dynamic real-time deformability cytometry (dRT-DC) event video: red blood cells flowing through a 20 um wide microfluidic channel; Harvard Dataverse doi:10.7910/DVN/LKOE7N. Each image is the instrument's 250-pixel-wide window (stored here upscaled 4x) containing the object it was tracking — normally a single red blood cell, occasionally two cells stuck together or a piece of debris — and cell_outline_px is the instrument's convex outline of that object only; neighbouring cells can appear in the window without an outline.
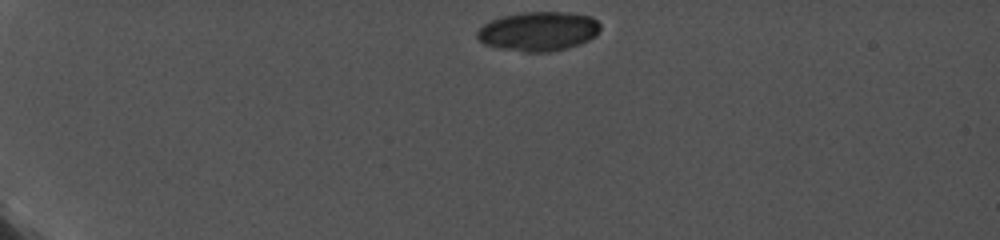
{"species": "common noctule bat (a hibernating species)", "species_latin": "Nyctalus noctula", "temperature_condition": "cold", "stored_images_in_passage": 3, "camera_frame_rate_fps": 5000, "um_per_image_px": 0.085, "animal": {"sex": "female", "body_mass_g": 19.0, "forearm_length_mm": 56.7}, "frame": {"image": 1, "passage_image": 1, "time_ms": 0.0, "image_size_px": [1000, 240], "cell_outline_px": [[600, 28], [596, 36], [580, 44], [568, 48], [552, 52], [524, 52], [496, 48], [484, 44], [476, 36], [476, 32], [484, 24], [500, 16], [524, 12], [564, 12], [592, 16], [600, 24]], "centroid_in_image_um": [45.77, 2.67], "position_along_channel_um": 39.2, "area_um2": 28.44}}